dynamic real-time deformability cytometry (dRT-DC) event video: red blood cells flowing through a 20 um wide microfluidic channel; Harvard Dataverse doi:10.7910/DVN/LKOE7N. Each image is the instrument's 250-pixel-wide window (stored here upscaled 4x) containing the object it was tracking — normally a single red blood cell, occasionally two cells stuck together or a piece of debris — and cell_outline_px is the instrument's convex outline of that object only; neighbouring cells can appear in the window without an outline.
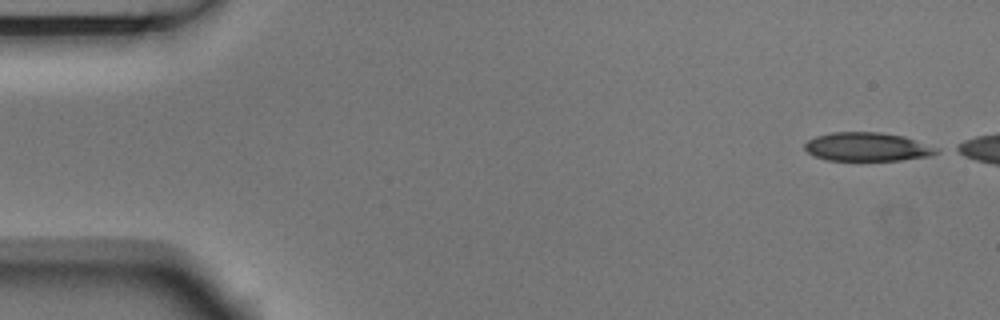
{"species": "Egyptian fruit bat (a non-hibernating species)", "species_latin": "Rousettus aegyptiacus", "temperature_condition": "room temperature", "stored_images_in_passage": 3, "camera_frame_rate_fps": 3000, "um_per_image_px": 0.085, "animal": {"sex": "male"}, "frame": {"image": 1, "passage_image": 1, "time_ms": 0.0, "image_size_px": [1000, 320], "cell_outline_px": [[940, 152], [932, 156], [900, 160], [828, 160], [812, 156], [804, 148], [804, 144], [808, 140], [816, 136], [832, 132], [880, 132], [904, 136], [940, 148]], "centroid_in_image_um": [73.74, 12.48], "position_along_channel_um": 11.3, "area_um2": 22.2}}